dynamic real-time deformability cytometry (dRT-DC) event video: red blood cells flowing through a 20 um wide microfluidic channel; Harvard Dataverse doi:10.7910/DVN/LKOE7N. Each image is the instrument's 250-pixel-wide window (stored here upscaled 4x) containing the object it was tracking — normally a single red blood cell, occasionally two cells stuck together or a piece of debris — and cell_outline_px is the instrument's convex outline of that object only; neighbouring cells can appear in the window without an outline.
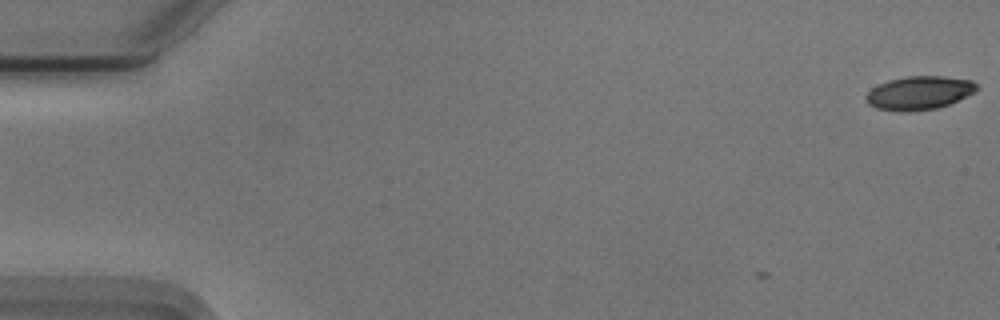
{"species": "Egyptian fruit bat (a non-hibernating species)", "species_latin": "Rousettus aegyptiacus", "temperature_condition": "cold", "stored_images_in_passage": 3, "camera_frame_rate_fps": 3000, "um_per_image_px": 0.085, "animal": {"sex": "male"}, "frame": {"image": 1, "passage_image": 1, "time_ms": 0.0, "image_size_px": [1000, 320], "cell_outline_px": [[980, 88], [976, 92], [948, 104], [936, 108], [908, 112], [900, 112], [876, 108], [868, 104], [864, 100], [864, 96], [872, 88], [888, 80], [908, 76], [944, 76], [972, 80]], "centroid_in_image_um": [78.12, 7.9], "position_along_channel_um": 6.9, "area_um2": 21.79}}